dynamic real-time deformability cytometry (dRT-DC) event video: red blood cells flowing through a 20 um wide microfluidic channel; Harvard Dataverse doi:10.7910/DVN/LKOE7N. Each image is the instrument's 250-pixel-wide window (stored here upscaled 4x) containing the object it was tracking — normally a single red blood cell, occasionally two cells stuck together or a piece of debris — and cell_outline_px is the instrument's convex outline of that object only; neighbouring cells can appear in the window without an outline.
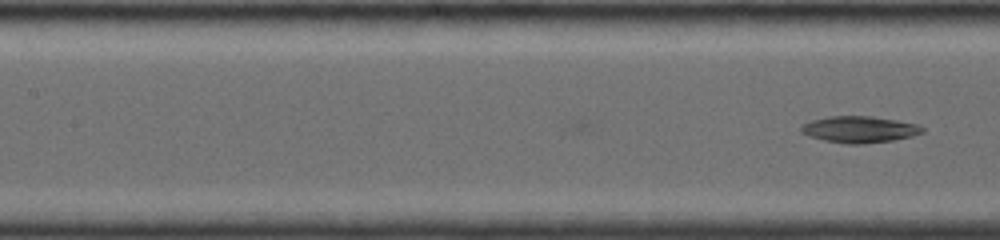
{"species": "common noctule bat (a hibernating species)", "species_latin": "Nyctalus noctula", "temperature_condition": "room temperature", "stored_images_in_passage": 13, "camera_frame_rate_fps": 4000, "um_per_image_px": 0.085, "animal": {"sex": "female", "body_mass_g": 19.0, "forearm_length_mm": 56.7}, "frame": {"image": 1, "passage_image": 13, "time_ms": 3.25, "image_size_px": [1000, 240], "cell_outline_px": [[924, 132], [912, 136], [892, 140], [860, 144], [848, 144], [824, 140], [800, 132], [800, 128], [804, 124], [812, 120], [828, 116], [868, 116], [896, 120], [916, 124], [924, 128]], "centroid_in_image_um": [73.05, 11.0], "position_along_channel_um": 134.3, "area_um2": 18.44}}